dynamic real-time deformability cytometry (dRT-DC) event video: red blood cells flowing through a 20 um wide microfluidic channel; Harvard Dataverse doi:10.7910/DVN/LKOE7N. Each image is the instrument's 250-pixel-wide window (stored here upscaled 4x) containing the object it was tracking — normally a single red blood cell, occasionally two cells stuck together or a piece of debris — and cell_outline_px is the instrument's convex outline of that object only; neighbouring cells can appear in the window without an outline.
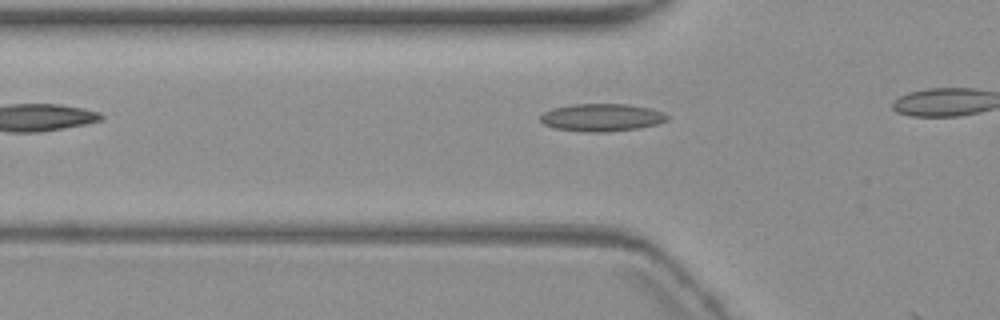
{"species": "common noctule bat (a hibernating species)", "species_latin": "Nyctalus noctula", "temperature_condition": "warm", "stored_images_in_passage": 3, "camera_frame_rate_fps": 3000, "um_per_image_px": 0.085, "animal": {"sex": "female", "body_mass_g": 19.3, "forearm_length_mm": 54.1}, "frame": {"image": 1, "passage_image": 3, "time_ms": 4.0, "image_size_px": [1000, 320], "cell_outline_px": [[668, 120], [656, 124], [636, 128], [604, 132], [584, 132], [556, 128], [544, 124], [540, 120], [540, 116], [544, 112], [552, 108], [572, 104], [628, 104], [652, 108], [664, 112], [668, 116]], "centroid_in_image_um": [51.15, 9.97], "position_along_channel_um": 74.6, "area_um2": 20.4}}